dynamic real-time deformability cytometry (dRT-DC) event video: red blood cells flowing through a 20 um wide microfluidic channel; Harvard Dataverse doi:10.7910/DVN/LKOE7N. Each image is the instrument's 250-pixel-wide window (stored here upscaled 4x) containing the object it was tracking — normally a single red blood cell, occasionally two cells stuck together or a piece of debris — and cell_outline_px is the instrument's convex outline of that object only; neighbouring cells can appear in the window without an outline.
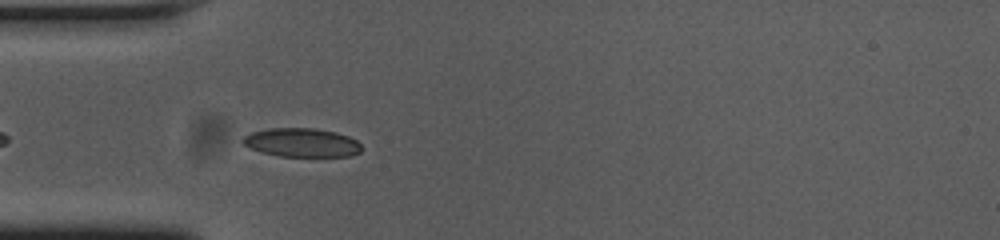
{"species": "common noctule bat (a hibernating species)", "species_latin": "Nyctalus noctula", "temperature_condition": "cold", "stored_images_in_passage": 40, "camera_frame_rate_fps": 3000, "um_per_image_px": 0.085, "animal": {"sex": "female", "body_mass_g": 23.0, "forearm_length_mm": 53.4}, "frame": {"image": 1, "passage_image": 4, "time_ms": 1.0, "image_size_px": [1000, 240], "cell_outline_px": [[360, 152], [352, 156], [280, 156], [264, 152], [252, 148], [244, 144], [240, 140], [244, 136], [252, 132], [268, 128], [312, 128], [336, 132], [348, 136], [356, 140], [360, 144]], "centroid_in_image_um": [25.65, 12.11], "position_along_channel_um": 59.3, "area_um2": 19.71}}
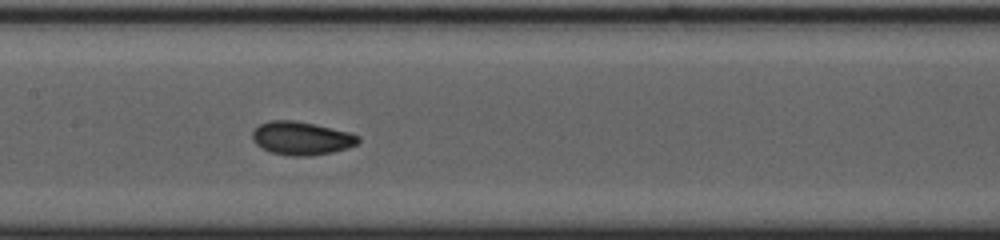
{"frame": {"image": 2, "passage_image": 14, "time_ms": 4.333, "image_size_px": [1000, 240], "cell_outline_px": [[360, 140], [356, 144], [348, 148], [332, 152], [312, 156], [292, 156], [272, 152], [256, 144], [252, 140], [252, 132], [260, 124], [272, 120], [296, 120], [348, 132], [360, 136]], "centroid_in_image_um": [25.63, 11.75], "position_along_channel_um": 181.8, "area_um2": 20.4}}
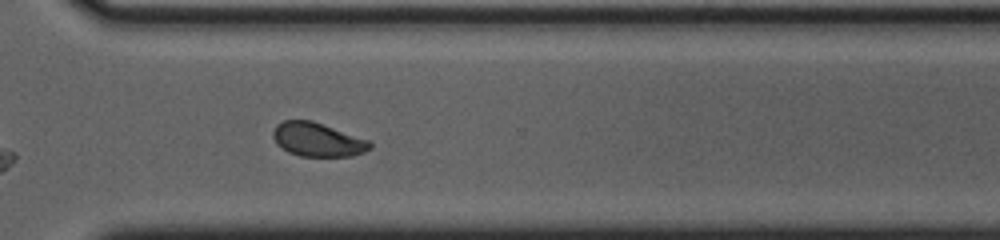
{"frame": {"image": 3, "passage_image": 27, "time_ms": 8.667, "image_size_px": [1000, 240], "cell_outline_px": [[372, 148], [364, 152], [352, 156], [300, 156], [288, 152], [276, 144], [272, 136], [272, 132], [276, 124], [284, 120], [312, 120], [368, 140], [372, 144]], "centroid_in_image_um": [26.96, 11.87], "position_along_channel_um": 343.6, "area_um2": 19.13}, "authors_computed_cell_mechanics": {"area_um2": 19.363, "velocity_mm_per_s": 3.7398, "shape_relaxation_time_tau1_ms": 3.9787, "shape_relaxation_time_tau2_ms": 1.4074, "deformation_change_tau1": 0.1255, "deformation_change_tau2": 0.0392}}